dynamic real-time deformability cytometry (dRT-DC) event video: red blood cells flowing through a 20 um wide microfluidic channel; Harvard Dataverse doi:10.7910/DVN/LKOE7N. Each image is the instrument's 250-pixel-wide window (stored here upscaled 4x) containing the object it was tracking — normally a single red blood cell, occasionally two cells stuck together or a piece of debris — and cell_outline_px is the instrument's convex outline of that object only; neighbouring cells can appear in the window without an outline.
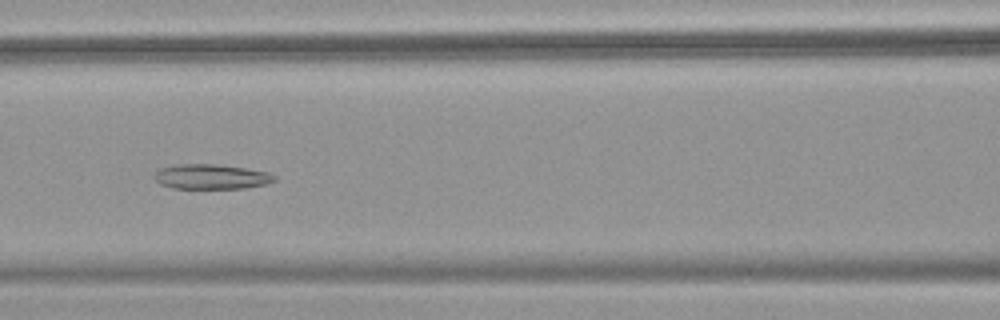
{"species": "common noctule bat (a hibernating species)", "species_latin": "Nyctalus noctula", "temperature_condition": "warm", "stored_images_in_passage": 53, "camera_frame_rate_fps": 3000, "um_per_image_px": 0.085, "animal": {"sex": "female", "body_mass_g": 18.4}, "frame": {"image": 1, "passage_image": 24, "time_ms": 7.667, "image_size_px": [1000, 320], "cell_outline_px": [[276, 180], [264, 184], [244, 188], [172, 188], [160, 184], [156, 180], [156, 172], [160, 168], [176, 164], [216, 164], [244, 168], [268, 172], [276, 176]], "centroid_in_image_um": [17.95, 15.01], "position_along_channel_um": 148.6, "area_um2": 17.22}}
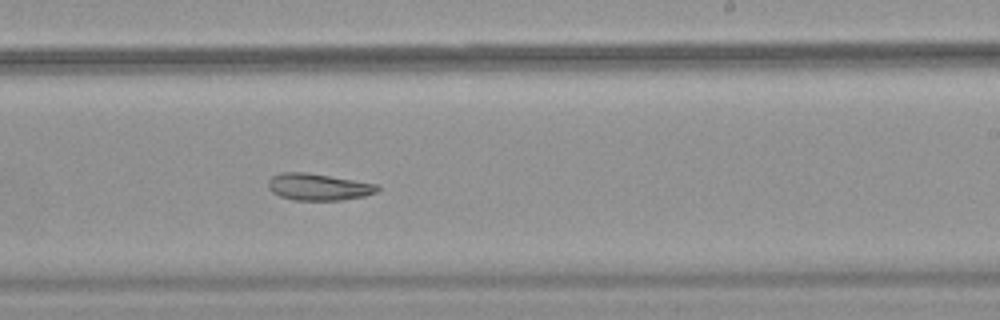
{"frame": {"image": 2, "passage_image": 33, "time_ms": 10.667, "image_size_px": [1000, 320], "cell_outline_px": [[380, 188], [376, 192], [364, 196], [340, 200], [292, 200], [280, 196], [272, 192], [268, 188], [268, 180], [272, 176], [280, 172], [304, 172], [376, 184]], "centroid_in_image_um": [27.01, 15.89], "position_along_channel_um": 262.0, "area_um2": 16.88}}
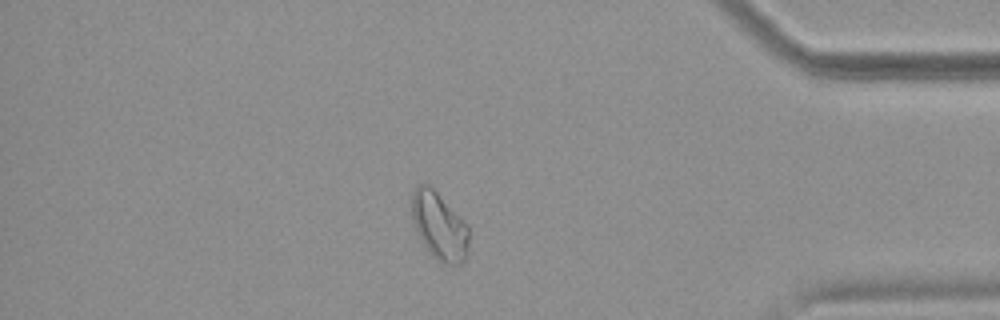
{"frame": {"image": 3, "passage_image": 46, "time_ms": 15.0, "image_size_px": [1000, 320], "cell_outline_px": [[468, 252], [464, 260], [460, 264], [444, 264], [428, 252], [416, 228], [412, 216], [412, 192], [420, 184], [428, 184], [468, 224]], "centroid_in_image_um": [37.36, 19.23], "position_along_channel_um": 397.8, "area_um2": 22.08}, "authors_computed_cell_mechanics": {"area_um2": 22.1374, "velocity_mm_per_s": 3.7977, "shape_relaxation_time_tau1_ms": null, "shape_relaxation_time_tau2_ms": 6.8639, "deformation_change_tau1": null, "deformation_change_tau2": 0.1432}}